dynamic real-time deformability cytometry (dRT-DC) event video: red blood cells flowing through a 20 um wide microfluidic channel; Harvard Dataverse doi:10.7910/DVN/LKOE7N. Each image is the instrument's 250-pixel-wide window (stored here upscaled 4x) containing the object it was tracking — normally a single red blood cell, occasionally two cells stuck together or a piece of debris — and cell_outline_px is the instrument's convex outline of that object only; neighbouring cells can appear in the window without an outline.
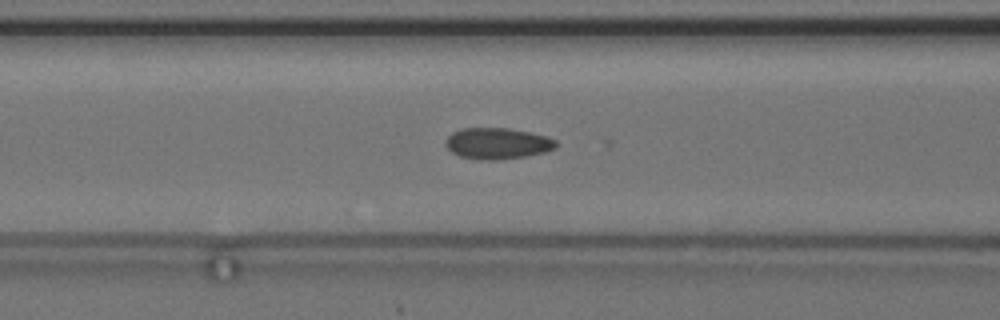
{"species": "common noctule bat (a hibernating species)", "species_latin": "Nyctalus noctula", "temperature_condition": "cold", "stored_images_in_passage": 43, "camera_frame_rate_fps": 3000, "um_per_image_px": 0.085, "animal": {"sex": "female", "body_mass_g": 24.6, "forearm_length_mm": 56.2}, "frame": {"image": 1, "passage_image": 24, "time_ms": 7.667, "image_size_px": [1000, 320], "cell_outline_px": [[556, 148], [544, 152], [524, 156], [492, 160], [480, 160], [460, 156], [452, 152], [444, 144], [444, 140], [452, 132], [460, 128], [508, 128], [548, 136], [556, 140]], "centroid_in_image_um": [42.25, 12.18], "position_along_channel_um": 124.4, "area_um2": 20.06}}